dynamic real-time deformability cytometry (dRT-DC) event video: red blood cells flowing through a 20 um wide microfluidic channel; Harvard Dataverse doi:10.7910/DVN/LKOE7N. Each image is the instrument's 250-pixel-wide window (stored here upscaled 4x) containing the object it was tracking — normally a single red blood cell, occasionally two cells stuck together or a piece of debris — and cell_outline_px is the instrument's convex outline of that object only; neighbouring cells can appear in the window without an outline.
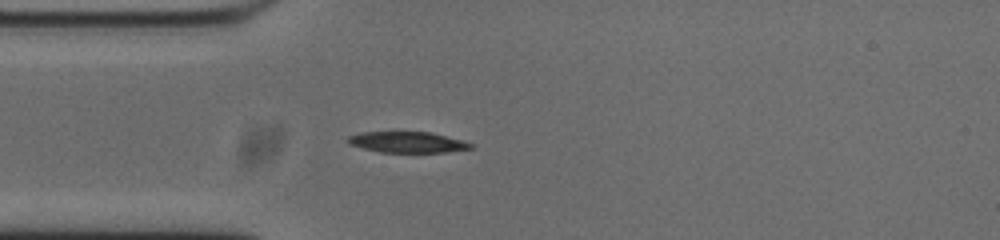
{"species": "common noctule bat (a hibernating species)", "species_latin": "Nyctalus noctula", "temperature_condition": "cold", "stored_images_in_passage": 41, "camera_frame_rate_fps": 3000, "um_per_image_px": 0.085, "animal": {"sex": "male", "body_mass_g": 20.0, "forearm_length_mm": 53.3}, "frame": {"image": 1, "passage_image": 1, "time_ms": 0.0, "image_size_px": [1000, 240], "cell_outline_px": [[476, 148], [444, 152], [380, 152], [348, 144], [344, 140], [348, 136], [364, 132], [428, 132], [460, 140], [472, 144]], "centroid_in_image_um": [34.58, 12.09], "position_along_channel_um": 50.4, "area_um2": 14.8}}
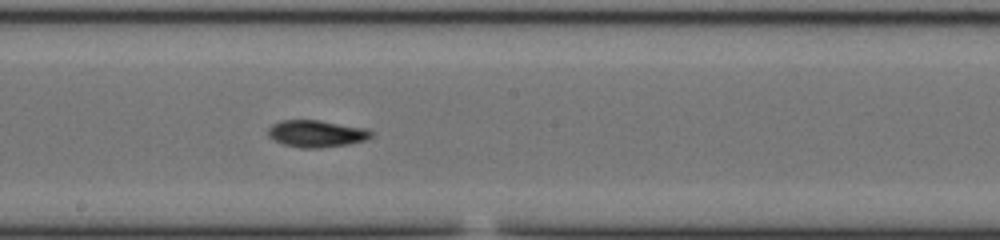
{"frame": {"image": 2, "passage_image": 15, "time_ms": 4.667, "image_size_px": [1000, 240], "cell_outline_px": [[372, 136], [364, 140], [348, 144], [320, 148], [300, 148], [284, 144], [268, 136], [268, 128], [272, 124], [280, 120], [320, 120], [368, 128], [372, 132]], "centroid_in_image_um": [26.9, 11.35], "position_along_channel_um": 221.3, "area_um2": 16.24}}
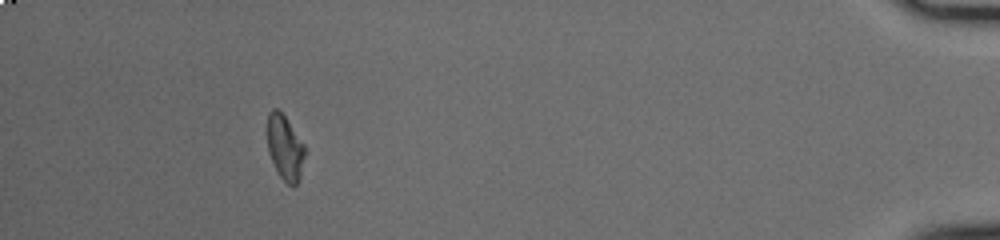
{"frame": {"image": 3, "passage_image": 36, "time_ms": 11.667, "image_size_px": [1000, 240], "cell_outline_px": [[304, 156], [300, 176], [296, 184], [292, 188], [280, 176], [268, 152], [268, 112], [272, 108], [276, 108], [284, 116], [304, 144]], "centroid_in_image_um": [24.21, 12.55], "position_along_channel_um": 411.0, "area_um2": 13.81}, "authors_computed_cell_mechanics": {"area_um2": 15.4326, "velocity_mm_per_s": 3.7535, "shape_relaxation_time_tau1_ms": 7.3814, "shape_relaxation_time_tau2_ms": null, "deformation_change_tau1": 0.2012, "deformation_change_tau2": null}}